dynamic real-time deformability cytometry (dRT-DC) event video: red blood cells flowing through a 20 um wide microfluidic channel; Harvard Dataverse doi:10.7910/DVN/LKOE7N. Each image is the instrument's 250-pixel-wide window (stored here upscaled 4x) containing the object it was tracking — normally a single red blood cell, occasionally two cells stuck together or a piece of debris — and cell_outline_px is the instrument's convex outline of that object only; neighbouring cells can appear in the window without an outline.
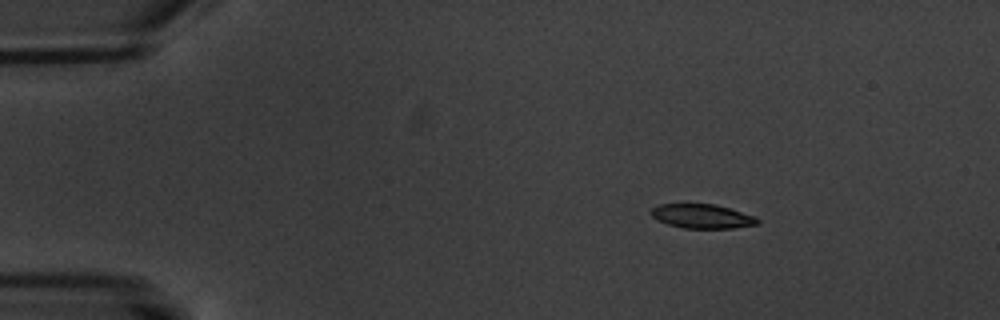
{"species": "common noctule bat (a hibernating species)", "species_latin": "Nyctalus noctula", "temperature_condition": "warm", "stored_images_in_passage": 6, "camera_frame_rate_fps": 3000, "um_per_image_px": 0.085, "animal": {"sex": "male", "body_mass_g": 20.1, "forearm_length_mm": 53.5}, "frame": {"image": 1, "passage_image": 3, "time_ms": 2.333, "image_size_px": [1000, 320], "cell_outline_px": [[760, 224], [732, 228], [684, 228], [668, 224], [656, 220], [648, 212], [652, 208], [660, 204], [716, 204], [756, 216], [760, 220]], "centroid_in_image_um": [59.69, 18.38], "position_along_channel_um": 25.3, "area_um2": 15.14}}
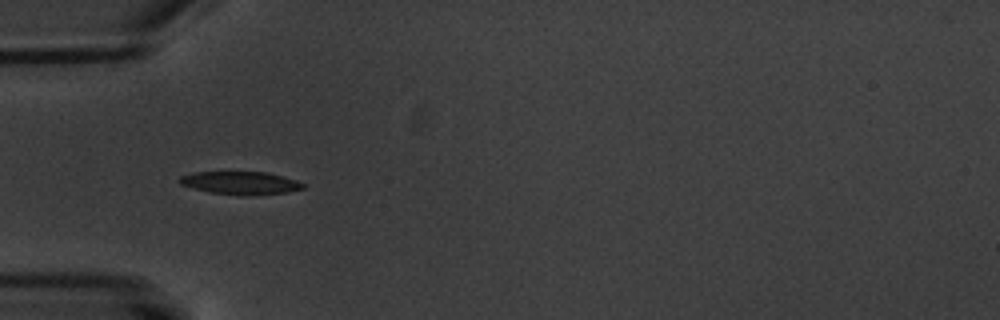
{"frame": {"image": 2, "passage_image": 5, "time_ms": 5.667, "image_size_px": [1000, 320], "cell_outline_px": [[304, 188], [288, 192], [248, 196], [240, 196], [208, 192], [192, 188], [180, 184], [176, 180], [180, 176], [192, 172], [268, 172], [296, 180], [304, 184]], "centroid_in_image_um": [20.39, 15.56], "position_along_channel_um": 64.6, "area_um2": 16.76}}